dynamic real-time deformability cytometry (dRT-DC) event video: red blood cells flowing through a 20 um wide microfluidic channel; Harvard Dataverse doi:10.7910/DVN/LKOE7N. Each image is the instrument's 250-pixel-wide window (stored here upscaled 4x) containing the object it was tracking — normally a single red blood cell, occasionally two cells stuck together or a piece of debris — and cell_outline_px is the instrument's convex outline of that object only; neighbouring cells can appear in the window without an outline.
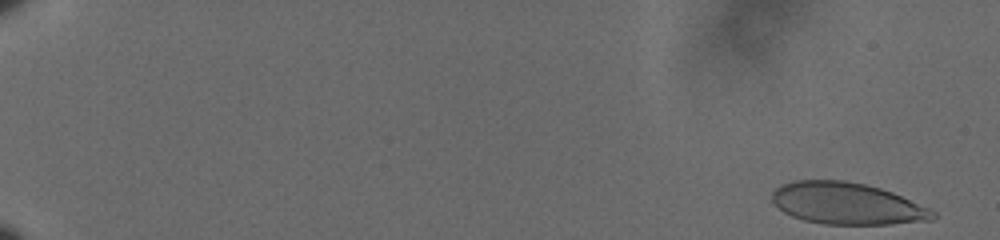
{"species": "human", "species_latin": "Homo sapiens", "temperature_condition": "cold", "stored_images_in_passage": 58, "camera_frame_rate_fps": 3000, "um_per_image_px": 0.085, "donor": {"sex": "male"}, "frame": {"image": 1, "passage_image": 1, "time_ms": 0.0, "image_size_px": [1000, 240], "cell_outline_px": [[936, 216], [932, 220], [892, 224], [824, 224], [804, 220], [792, 216], [784, 212], [772, 200], [772, 192], [776, 188], [784, 184], [796, 180], [844, 180], [864, 184], [880, 188], [892, 192], [928, 208], [936, 212]], "centroid_in_image_um": [71.99, 17.3], "position_along_channel_um": 13.0, "area_um2": 38.84}}
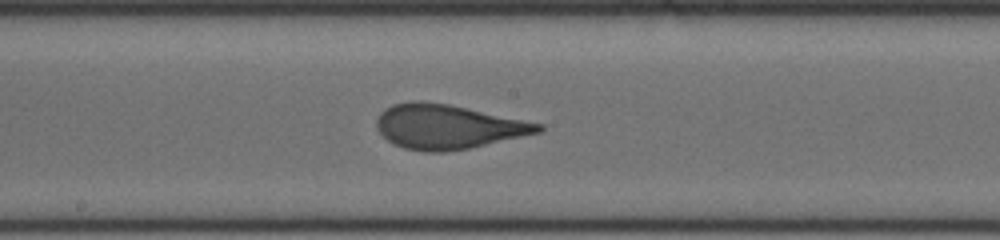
{"frame": {"image": 2, "passage_image": 34, "time_ms": 11.0, "image_size_px": [1000, 240], "cell_outline_px": [[544, 128], [540, 132], [468, 148], [444, 152], [424, 152], [404, 148], [392, 144], [376, 128], [376, 120], [380, 112], [384, 108], [392, 104], [412, 100], [420, 100], [448, 104], [544, 124]], "centroid_in_image_um": [38.01, 10.76], "position_along_channel_um": 210.2, "area_um2": 41.73}}
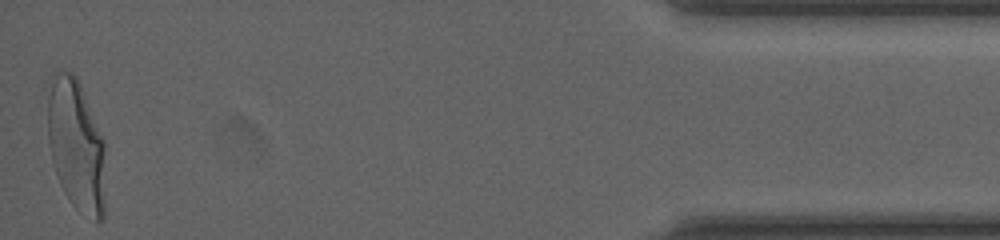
{"frame": {"image": 3, "passage_image": 58, "time_ms": 19.0, "image_size_px": [1000, 240], "cell_outline_px": [[104, 220], [96, 224], [76, 208], [68, 200], [60, 184], [52, 160], [48, 140], [48, 96], [56, 68], [60, 68], [72, 72], [76, 76], [80, 84], [104, 140]], "centroid_in_image_um": [6.49, 12.38], "position_along_channel_um": 428.7, "area_um2": 44.56}, "authors_computed_cell_mechanics": {"area_um2": 40.8935, "velocity_mm_per_s": 3.6052, "shape_relaxation_time_tau1_ms": 5.8577, "shape_relaxation_time_tau2_ms": null, "deformation_change_tau1": 0.187, "deformation_change_tau2": null}}